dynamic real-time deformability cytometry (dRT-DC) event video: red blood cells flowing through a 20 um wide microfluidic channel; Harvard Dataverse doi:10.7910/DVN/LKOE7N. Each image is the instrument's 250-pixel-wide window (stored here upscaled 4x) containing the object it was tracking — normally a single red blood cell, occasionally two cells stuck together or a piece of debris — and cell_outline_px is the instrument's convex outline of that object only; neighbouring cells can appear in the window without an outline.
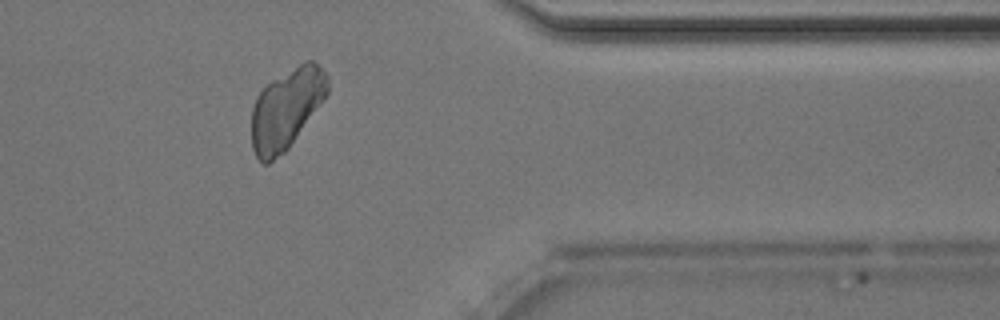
{"species": "Egyptian fruit bat (a non-hibernating species)", "species_latin": "Rousettus aegyptiacus", "temperature_condition": "room temperature", "stored_images_in_passage": 35, "camera_frame_rate_fps": 3000, "um_per_image_px": 0.085, "animal": {"sex": "male"}, "frame": {"image": 1, "passage_image": 26, "time_ms": 8.333, "image_size_px": [1000, 320], "cell_outline_px": [[328, 92], [288, 148], [284, 152], [268, 164], [264, 164], [256, 156], [252, 148], [252, 108], [256, 96], [272, 80], [304, 60], [312, 60], [328, 76]], "centroid_in_image_um": [24.32, 9.24], "position_along_channel_um": 387.1, "area_um2": 35.03}}